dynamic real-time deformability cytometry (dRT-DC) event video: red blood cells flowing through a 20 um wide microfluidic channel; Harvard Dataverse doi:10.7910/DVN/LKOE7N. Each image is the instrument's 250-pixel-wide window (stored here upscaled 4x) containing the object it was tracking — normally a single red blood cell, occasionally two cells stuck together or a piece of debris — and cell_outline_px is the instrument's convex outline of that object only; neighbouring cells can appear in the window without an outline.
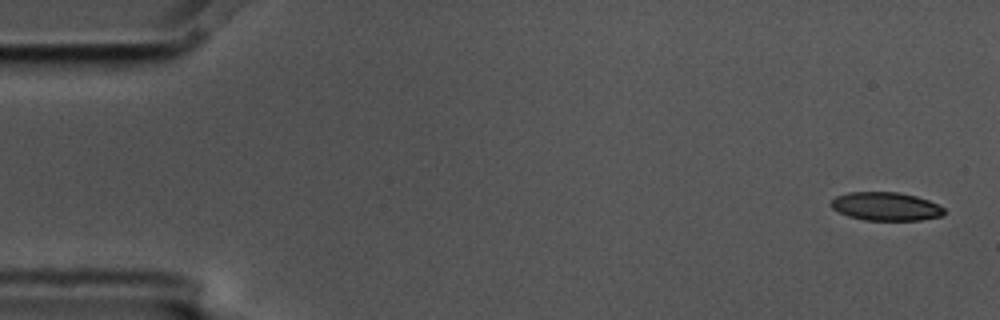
{"species": "common noctule bat (a hibernating species)", "species_latin": "Nyctalus noctula", "temperature_condition": "cold", "stored_images_in_passage": 3, "camera_frame_rate_fps": 3000, "um_per_image_px": 0.085, "animal": {"sex": "male", "body_mass_g": 17.5, "forearm_length_mm": 52.3}, "frame": {"image": 1, "passage_image": 1, "time_ms": 0.0, "image_size_px": [1000, 320], "cell_outline_px": [[944, 216], [920, 220], [864, 220], [848, 216], [832, 208], [828, 204], [836, 196], [848, 192], [896, 192], [916, 196], [928, 200], [944, 208]], "centroid_in_image_um": [75.28, 17.54], "position_along_channel_um": 9.7, "area_um2": 18.73}}